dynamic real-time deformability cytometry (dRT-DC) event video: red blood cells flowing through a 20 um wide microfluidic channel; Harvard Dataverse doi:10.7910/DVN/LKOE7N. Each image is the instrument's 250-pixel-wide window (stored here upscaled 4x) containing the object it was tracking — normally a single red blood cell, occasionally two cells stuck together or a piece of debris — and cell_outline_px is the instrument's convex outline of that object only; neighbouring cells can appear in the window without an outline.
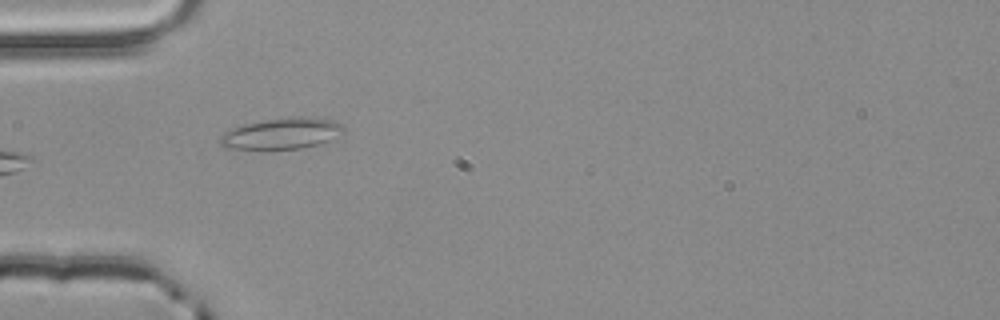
{"species": "common noctule bat (a hibernating species)", "species_latin": "Nyctalus noctula", "temperature_condition": "room temperature", "stored_images_in_passage": 2, "camera_frame_rate_fps": 3000, "um_per_image_px": 0.085, "animal": {"sex": "male", "body_mass_g": 20.4}, "frame": {"image": 1, "passage_image": 2, "time_ms": 0.333, "image_size_px": [1000, 320], "cell_outline_px": [[344, 132], [320, 144], [300, 148], [228, 148], [220, 144], [220, 136], [224, 132], [244, 124], [264, 120], [312, 116], [332, 120], [340, 124], [344, 128]], "centroid_in_image_um": [23.97, 11.34], "position_along_channel_um": 61.0, "area_um2": 21.79}}